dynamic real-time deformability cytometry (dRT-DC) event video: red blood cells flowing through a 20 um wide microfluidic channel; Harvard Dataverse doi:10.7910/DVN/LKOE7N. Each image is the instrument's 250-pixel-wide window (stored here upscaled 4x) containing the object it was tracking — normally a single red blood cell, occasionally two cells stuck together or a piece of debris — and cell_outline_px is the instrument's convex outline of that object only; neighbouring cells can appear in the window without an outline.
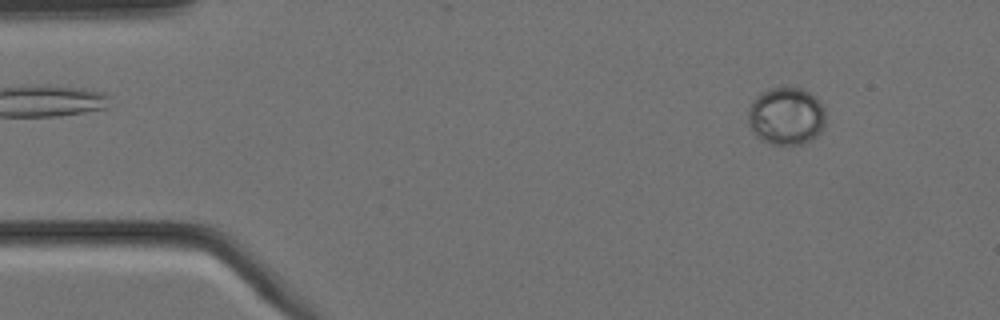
{"species": "Egyptian fruit bat (a non-hibernating species)", "species_latin": "Rousettus aegyptiacus", "temperature_condition": "cold", "stored_images_in_passage": 4, "camera_frame_rate_fps": 3000, "um_per_image_px": 0.085, "animal": {"sex": "female"}, "frame": {"image": 1, "passage_image": 1, "time_ms": 0.0, "image_size_px": [1000, 320], "cell_outline_px": [[824, 124], [820, 132], [816, 136], [800, 144], [768, 144], [760, 140], [752, 132], [748, 124], [748, 108], [752, 100], [756, 96], [768, 88], [800, 88], [816, 96], [820, 100], [824, 108]], "centroid_in_image_um": [66.79, 9.86], "position_along_channel_um": 18.2, "area_um2": 26.18}}
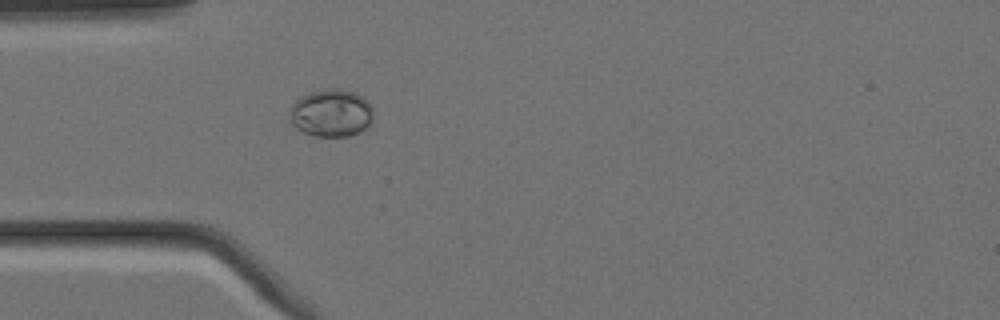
{"frame": {"image": 2, "passage_image": 4, "time_ms": 1.0, "image_size_px": [1000, 320], "cell_outline_px": [[372, 124], [360, 132], [348, 136], [316, 136], [304, 132], [296, 128], [292, 124], [292, 104], [300, 96], [312, 92], [332, 88], [336, 88], [356, 92], [372, 108]], "centroid_in_image_um": [28.18, 9.62], "position_along_channel_um": 56.8, "area_um2": 22.89}}